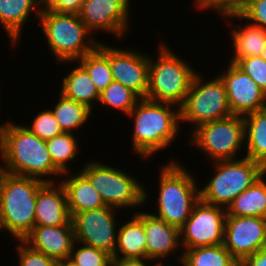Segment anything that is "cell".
Returning <instances> with one entry per match:
<instances>
[{
  "mask_svg": "<svg viewBox=\"0 0 266 266\" xmlns=\"http://www.w3.org/2000/svg\"><path fill=\"white\" fill-rule=\"evenodd\" d=\"M0 161L4 172L43 182L60 181L63 175L53 165L46 141L13 121L0 130Z\"/></svg>",
  "mask_w": 266,
  "mask_h": 266,
  "instance_id": "7a4b0ae2",
  "label": "cell"
},
{
  "mask_svg": "<svg viewBox=\"0 0 266 266\" xmlns=\"http://www.w3.org/2000/svg\"><path fill=\"white\" fill-rule=\"evenodd\" d=\"M57 266H78L72 262L69 258L57 261Z\"/></svg>",
  "mask_w": 266,
  "mask_h": 266,
  "instance_id": "60d3db41",
  "label": "cell"
},
{
  "mask_svg": "<svg viewBox=\"0 0 266 266\" xmlns=\"http://www.w3.org/2000/svg\"><path fill=\"white\" fill-rule=\"evenodd\" d=\"M261 57L266 61V47L263 49Z\"/></svg>",
  "mask_w": 266,
  "mask_h": 266,
  "instance_id": "ee69618b",
  "label": "cell"
},
{
  "mask_svg": "<svg viewBox=\"0 0 266 266\" xmlns=\"http://www.w3.org/2000/svg\"><path fill=\"white\" fill-rule=\"evenodd\" d=\"M226 208L199 200L180 229L183 251L224 243Z\"/></svg>",
  "mask_w": 266,
  "mask_h": 266,
  "instance_id": "7c38bea8",
  "label": "cell"
},
{
  "mask_svg": "<svg viewBox=\"0 0 266 266\" xmlns=\"http://www.w3.org/2000/svg\"><path fill=\"white\" fill-rule=\"evenodd\" d=\"M39 111L34 115L33 120L31 119L28 124L24 122L22 125L44 141L64 133L49 107Z\"/></svg>",
  "mask_w": 266,
  "mask_h": 266,
  "instance_id": "d6a6232c",
  "label": "cell"
},
{
  "mask_svg": "<svg viewBox=\"0 0 266 266\" xmlns=\"http://www.w3.org/2000/svg\"><path fill=\"white\" fill-rule=\"evenodd\" d=\"M0 84H1V82H0ZM1 88H2V87H0V91L2 90ZM0 95H2V92H0ZM1 101H2V98H1V96H0V109H1V107H2V104H1L2 102H1ZM0 113H1V111H0ZM9 121H11V119H9V120H8V119H7V120L5 119V123H4V122H1V124H0V130H1V128H2L6 123H8Z\"/></svg>",
  "mask_w": 266,
  "mask_h": 266,
  "instance_id": "7bdbcfd3",
  "label": "cell"
},
{
  "mask_svg": "<svg viewBox=\"0 0 266 266\" xmlns=\"http://www.w3.org/2000/svg\"><path fill=\"white\" fill-rule=\"evenodd\" d=\"M245 157L266 169V108L243 116Z\"/></svg>",
  "mask_w": 266,
  "mask_h": 266,
  "instance_id": "484cf974",
  "label": "cell"
},
{
  "mask_svg": "<svg viewBox=\"0 0 266 266\" xmlns=\"http://www.w3.org/2000/svg\"><path fill=\"white\" fill-rule=\"evenodd\" d=\"M60 64L61 66L63 65V67L64 64H66V66L74 64V68L72 67L71 71L69 69L67 74L63 76L62 80L59 79L61 81L59 93L68 99L87 106L93 112L94 110L96 111V107L102 108L101 106H98L100 93L87 71L77 61H65Z\"/></svg>",
  "mask_w": 266,
  "mask_h": 266,
  "instance_id": "603a6c76",
  "label": "cell"
},
{
  "mask_svg": "<svg viewBox=\"0 0 266 266\" xmlns=\"http://www.w3.org/2000/svg\"><path fill=\"white\" fill-rule=\"evenodd\" d=\"M157 55L149 53V78L146 99L166 102L180 107L189 92L192 80L199 69L188 59L159 39ZM164 41V42H163ZM167 44H166V43ZM176 52V53H175ZM156 56V59L155 57Z\"/></svg>",
  "mask_w": 266,
  "mask_h": 266,
  "instance_id": "5b68a950",
  "label": "cell"
},
{
  "mask_svg": "<svg viewBox=\"0 0 266 266\" xmlns=\"http://www.w3.org/2000/svg\"><path fill=\"white\" fill-rule=\"evenodd\" d=\"M130 217V219H129ZM119 224L113 261L146 258V236L143 228V211L130 212Z\"/></svg>",
  "mask_w": 266,
  "mask_h": 266,
  "instance_id": "7402d4cb",
  "label": "cell"
},
{
  "mask_svg": "<svg viewBox=\"0 0 266 266\" xmlns=\"http://www.w3.org/2000/svg\"><path fill=\"white\" fill-rule=\"evenodd\" d=\"M77 62L87 71L99 93L113 81L109 43L101 40L93 51L85 54Z\"/></svg>",
  "mask_w": 266,
  "mask_h": 266,
  "instance_id": "83f0119b",
  "label": "cell"
},
{
  "mask_svg": "<svg viewBox=\"0 0 266 266\" xmlns=\"http://www.w3.org/2000/svg\"><path fill=\"white\" fill-rule=\"evenodd\" d=\"M187 138V146L196 148L208 162L245 157V122L243 116L230 117L199 125ZM244 153H243V152ZM242 152V153H240ZM239 154V155H238ZM242 155V156H241ZM211 160V161H210Z\"/></svg>",
  "mask_w": 266,
  "mask_h": 266,
  "instance_id": "9c48e42d",
  "label": "cell"
},
{
  "mask_svg": "<svg viewBox=\"0 0 266 266\" xmlns=\"http://www.w3.org/2000/svg\"><path fill=\"white\" fill-rule=\"evenodd\" d=\"M85 0H40L41 12L78 15Z\"/></svg>",
  "mask_w": 266,
  "mask_h": 266,
  "instance_id": "74e56055",
  "label": "cell"
},
{
  "mask_svg": "<svg viewBox=\"0 0 266 266\" xmlns=\"http://www.w3.org/2000/svg\"><path fill=\"white\" fill-rule=\"evenodd\" d=\"M223 244L238 263L266 249V218L226 216Z\"/></svg>",
  "mask_w": 266,
  "mask_h": 266,
  "instance_id": "5bb4252c",
  "label": "cell"
},
{
  "mask_svg": "<svg viewBox=\"0 0 266 266\" xmlns=\"http://www.w3.org/2000/svg\"><path fill=\"white\" fill-rule=\"evenodd\" d=\"M211 164L212 175L207 176V182L202 181L203 185L199 184L200 200L226 209L240 193L266 173L262 165L247 157Z\"/></svg>",
  "mask_w": 266,
  "mask_h": 266,
  "instance_id": "ba28073f",
  "label": "cell"
},
{
  "mask_svg": "<svg viewBox=\"0 0 266 266\" xmlns=\"http://www.w3.org/2000/svg\"><path fill=\"white\" fill-rule=\"evenodd\" d=\"M60 182L67 194L70 213L106 207L99 192L80 171L64 173Z\"/></svg>",
  "mask_w": 266,
  "mask_h": 266,
  "instance_id": "cb8c5ba5",
  "label": "cell"
},
{
  "mask_svg": "<svg viewBox=\"0 0 266 266\" xmlns=\"http://www.w3.org/2000/svg\"><path fill=\"white\" fill-rule=\"evenodd\" d=\"M236 65L266 93V61L261 56L243 58Z\"/></svg>",
  "mask_w": 266,
  "mask_h": 266,
  "instance_id": "d590c367",
  "label": "cell"
},
{
  "mask_svg": "<svg viewBox=\"0 0 266 266\" xmlns=\"http://www.w3.org/2000/svg\"><path fill=\"white\" fill-rule=\"evenodd\" d=\"M96 158L95 160L91 158L86 163L84 161L82 168L78 169L77 166V171H80L96 188L106 206L120 211L132 210L134 213L148 205L149 197L152 195L142 180L125 168L109 165V161L104 163Z\"/></svg>",
  "mask_w": 266,
  "mask_h": 266,
  "instance_id": "277c9868",
  "label": "cell"
},
{
  "mask_svg": "<svg viewBox=\"0 0 266 266\" xmlns=\"http://www.w3.org/2000/svg\"><path fill=\"white\" fill-rule=\"evenodd\" d=\"M143 210V228L146 236V258L157 262L173 260L175 263L182 260L183 249L181 246L180 229L169 225L164 220L153 215L148 207V211ZM180 252V253H179ZM177 253V256H176ZM171 258L170 260H168Z\"/></svg>",
  "mask_w": 266,
  "mask_h": 266,
  "instance_id": "e0dca14e",
  "label": "cell"
},
{
  "mask_svg": "<svg viewBox=\"0 0 266 266\" xmlns=\"http://www.w3.org/2000/svg\"><path fill=\"white\" fill-rule=\"evenodd\" d=\"M182 261L185 266H235L238 263L224 244L184 250Z\"/></svg>",
  "mask_w": 266,
  "mask_h": 266,
  "instance_id": "f546056e",
  "label": "cell"
},
{
  "mask_svg": "<svg viewBox=\"0 0 266 266\" xmlns=\"http://www.w3.org/2000/svg\"><path fill=\"white\" fill-rule=\"evenodd\" d=\"M191 3L195 10L199 13L208 10L210 13L213 11L217 12V17L223 14L237 12L247 0H192Z\"/></svg>",
  "mask_w": 266,
  "mask_h": 266,
  "instance_id": "e575fe53",
  "label": "cell"
},
{
  "mask_svg": "<svg viewBox=\"0 0 266 266\" xmlns=\"http://www.w3.org/2000/svg\"><path fill=\"white\" fill-rule=\"evenodd\" d=\"M202 71L192 80L189 92L180 106L181 127L190 124L191 132L201 124L232 116L225 85L217 75L209 80ZM212 77V78H211Z\"/></svg>",
  "mask_w": 266,
  "mask_h": 266,
  "instance_id": "30bf717a",
  "label": "cell"
},
{
  "mask_svg": "<svg viewBox=\"0 0 266 266\" xmlns=\"http://www.w3.org/2000/svg\"><path fill=\"white\" fill-rule=\"evenodd\" d=\"M45 182L0 170V233L23 240L35 226L36 196Z\"/></svg>",
  "mask_w": 266,
  "mask_h": 266,
  "instance_id": "8992f818",
  "label": "cell"
},
{
  "mask_svg": "<svg viewBox=\"0 0 266 266\" xmlns=\"http://www.w3.org/2000/svg\"><path fill=\"white\" fill-rule=\"evenodd\" d=\"M18 266H57V261L42 252L32 249L23 240L14 241Z\"/></svg>",
  "mask_w": 266,
  "mask_h": 266,
  "instance_id": "836d02e7",
  "label": "cell"
},
{
  "mask_svg": "<svg viewBox=\"0 0 266 266\" xmlns=\"http://www.w3.org/2000/svg\"><path fill=\"white\" fill-rule=\"evenodd\" d=\"M69 259L78 266H113L109 253L77 241L73 244Z\"/></svg>",
  "mask_w": 266,
  "mask_h": 266,
  "instance_id": "1f68e13d",
  "label": "cell"
},
{
  "mask_svg": "<svg viewBox=\"0 0 266 266\" xmlns=\"http://www.w3.org/2000/svg\"><path fill=\"white\" fill-rule=\"evenodd\" d=\"M227 216L266 218V173L240 193L226 209Z\"/></svg>",
  "mask_w": 266,
  "mask_h": 266,
  "instance_id": "4316f807",
  "label": "cell"
},
{
  "mask_svg": "<svg viewBox=\"0 0 266 266\" xmlns=\"http://www.w3.org/2000/svg\"><path fill=\"white\" fill-rule=\"evenodd\" d=\"M111 207L70 213L74 228L75 241L106 251L111 256L117 243L118 223L117 216L122 211Z\"/></svg>",
  "mask_w": 266,
  "mask_h": 266,
  "instance_id": "8fae6325",
  "label": "cell"
},
{
  "mask_svg": "<svg viewBox=\"0 0 266 266\" xmlns=\"http://www.w3.org/2000/svg\"><path fill=\"white\" fill-rule=\"evenodd\" d=\"M23 241L56 261L69 258L75 242L72 220L66 225L34 226Z\"/></svg>",
  "mask_w": 266,
  "mask_h": 266,
  "instance_id": "d6986e66",
  "label": "cell"
},
{
  "mask_svg": "<svg viewBox=\"0 0 266 266\" xmlns=\"http://www.w3.org/2000/svg\"><path fill=\"white\" fill-rule=\"evenodd\" d=\"M81 139V135L78 136L73 133H62L46 141L53 165L62 174L75 172L73 167H71V163L73 162L74 164V160L77 163L79 152H81L82 149V147H80Z\"/></svg>",
  "mask_w": 266,
  "mask_h": 266,
  "instance_id": "f1b7e54d",
  "label": "cell"
},
{
  "mask_svg": "<svg viewBox=\"0 0 266 266\" xmlns=\"http://www.w3.org/2000/svg\"><path fill=\"white\" fill-rule=\"evenodd\" d=\"M237 12L245 20L266 30V0H247Z\"/></svg>",
  "mask_w": 266,
  "mask_h": 266,
  "instance_id": "8d00e7d4",
  "label": "cell"
},
{
  "mask_svg": "<svg viewBox=\"0 0 266 266\" xmlns=\"http://www.w3.org/2000/svg\"><path fill=\"white\" fill-rule=\"evenodd\" d=\"M171 158L166 164L158 165L159 178L154 202L153 215L164 220L169 225L181 229L189 218L194 205L200 200L199 183L190 168L185 167L179 159ZM181 161V162H179ZM197 178V179H196ZM156 209V210H155Z\"/></svg>",
  "mask_w": 266,
  "mask_h": 266,
  "instance_id": "3957f363",
  "label": "cell"
},
{
  "mask_svg": "<svg viewBox=\"0 0 266 266\" xmlns=\"http://www.w3.org/2000/svg\"><path fill=\"white\" fill-rule=\"evenodd\" d=\"M241 266H266V249L259 250L240 262Z\"/></svg>",
  "mask_w": 266,
  "mask_h": 266,
  "instance_id": "f35d334b",
  "label": "cell"
},
{
  "mask_svg": "<svg viewBox=\"0 0 266 266\" xmlns=\"http://www.w3.org/2000/svg\"><path fill=\"white\" fill-rule=\"evenodd\" d=\"M221 70L218 76L225 85L232 115L245 116L266 108V93L240 67L229 62Z\"/></svg>",
  "mask_w": 266,
  "mask_h": 266,
  "instance_id": "9a60e30c",
  "label": "cell"
},
{
  "mask_svg": "<svg viewBox=\"0 0 266 266\" xmlns=\"http://www.w3.org/2000/svg\"><path fill=\"white\" fill-rule=\"evenodd\" d=\"M132 3V0H85L78 16L97 37L103 32L113 35L118 41L124 40L132 27Z\"/></svg>",
  "mask_w": 266,
  "mask_h": 266,
  "instance_id": "4fadbf2b",
  "label": "cell"
},
{
  "mask_svg": "<svg viewBox=\"0 0 266 266\" xmlns=\"http://www.w3.org/2000/svg\"><path fill=\"white\" fill-rule=\"evenodd\" d=\"M37 25L42 29L40 34H43V41L46 40L50 55L57 62L55 65L77 61L100 42L76 14L41 12Z\"/></svg>",
  "mask_w": 266,
  "mask_h": 266,
  "instance_id": "52a82bcc",
  "label": "cell"
},
{
  "mask_svg": "<svg viewBox=\"0 0 266 266\" xmlns=\"http://www.w3.org/2000/svg\"><path fill=\"white\" fill-rule=\"evenodd\" d=\"M40 13V0H0V26L9 38L12 49L15 50L22 40L25 24L30 25L31 20L38 24Z\"/></svg>",
  "mask_w": 266,
  "mask_h": 266,
  "instance_id": "44dd1931",
  "label": "cell"
},
{
  "mask_svg": "<svg viewBox=\"0 0 266 266\" xmlns=\"http://www.w3.org/2000/svg\"><path fill=\"white\" fill-rule=\"evenodd\" d=\"M221 19L229 24V45L232 53L228 61L237 64L241 59L261 56L266 47V30L245 20L238 12L221 15ZM227 19V21L225 20ZM232 20V21H231ZM239 21L234 25L235 21ZM243 21V22H242ZM228 22V23H227ZM246 23V24H245ZM234 25V26H231Z\"/></svg>",
  "mask_w": 266,
  "mask_h": 266,
  "instance_id": "ac0fdd59",
  "label": "cell"
},
{
  "mask_svg": "<svg viewBox=\"0 0 266 266\" xmlns=\"http://www.w3.org/2000/svg\"><path fill=\"white\" fill-rule=\"evenodd\" d=\"M141 98L123 84L112 81L101 93L98 105L108 111H119L127 116ZM105 107V108H104ZM111 108V110H110ZM110 111H109V110Z\"/></svg>",
  "mask_w": 266,
  "mask_h": 266,
  "instance_id": "4dcf8cb0",
  "label": "cell"
},
{
  "mask_svg": "<svg viewBox=\"0 0 266 266\" xmlns=\"http://www.w3.org/2000/svg\"><path fill=\"white\" fill-rule=\"evenodd\" d=\"M71 219L62 183L45 182L36 196L35 226L66 225Z\"/></svg>",
  "mask_w": 266,
  "mask_h": 266,
  "instance_id": "ffe728a7",
  "label": "cell"
},
{
  "mask_svg": "<svg viewBox=\"0 0 266 266\" xmlns=\"http://www.w3.org/2000/svg\"><path fill=\"white\" fill-rule=\"evenodd\" d=\"M110 44V67L113 81L123 84L140 98H146L149 78V54L130 47ZM130 48V49H129Z\"/></svg>",
  "mask_w": 266,
  "mask_h": 266,
  "instance_id": "2e32d148",
  "label": "cell"
},
{
  "mask_svg": "<svg viewBox=\"0 0 266 266\" xmlns=\"http://www.w3.org/2000/svg\"><path fill=\"white\" fill-rule=\"evenodd\" d=\"M158 262L152 259H125L113 261V266H155Z\"/></svg>",
  "mask_w": 266,
  "mask_h": 266,
  "instance_id": "ab89813d",
  "label": "cell"
},
{
  "mask_svg": "<svg viewBox=\"0 0 266 266\" xmlns=\"http://www.w3.org/2000/svg\"><path fill=\"white\" fill-rule=\"evenodd\" d=\"M165 263V264H164ZM178 263V265H176L175 263L173 264V266H185L184 262L182 260L176 262ZM155 266H172V262H171V265H170V262H168V264L166 262H158Z\"/></svg>",
  "mask_w": 266,
  "mask_h": 266,
  "instance_id": "b9f144b4",
  "label": "cell"
},
{
  "mask_svg": "<svg viewBox=\"0 0 266 266\" xmlns=\"http://www.w3.org/2000/svg\"><path fill=\"white\" fill-rule=\"evenodd\" d=\"M127 117L129 121L133 119L130 149L143 161H151L159 151L176 145L173 142L181 136L183 127L177 105L141 98Z\"/></svg>",
  "mask_w": 266,
  "mask_h": 266,
  "instance_id": "6da1fadb",
  "label": "cell"
},
{
  "mask_svg": "<svg viewBox=\"0 0 266 266\" xmlns=\"http://www.w3.org/2000/svg\"><path fill=\"white\" fill-rule=\"evenodd\" d=\"M57 94V102L54 103L53 101L54 105H50L49 108L64 133L77 135L84 128V125L88 124V121L90 123L93 120L91 118L94 112L87 106L64 97L59 92Z\"/></svg>",
  "mask_w": 266,
  "mask_h": 266,
  "instance_id": "d4e9b609",
  "label": "cell"
}]
</instances>
